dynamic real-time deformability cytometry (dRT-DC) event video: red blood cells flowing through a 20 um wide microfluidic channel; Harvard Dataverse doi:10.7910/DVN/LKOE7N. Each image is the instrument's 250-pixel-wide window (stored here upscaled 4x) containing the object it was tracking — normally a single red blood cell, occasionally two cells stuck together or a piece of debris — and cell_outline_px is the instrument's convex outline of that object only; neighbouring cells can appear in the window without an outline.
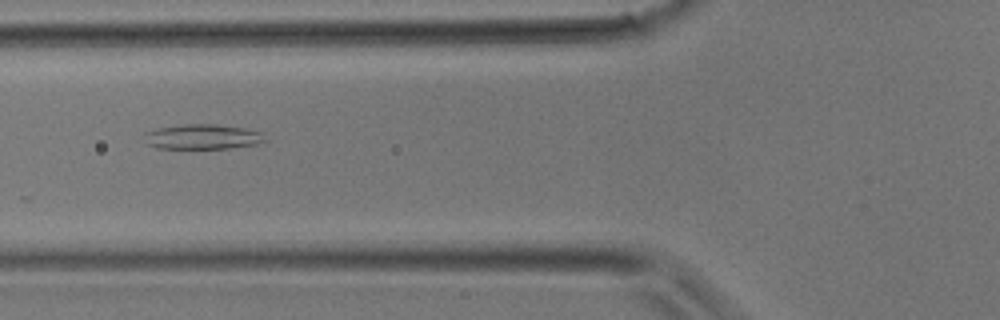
{"species": "common noctule bat (a hibernating species)", "species_latin": "Nyctalus noctula", "temperature_condition": "room temperature", "stored_images_in_passage": 36, "camera_frame_rate_fps": 3000, "um_per_image_px": 0.085, "animal": {"sex": "male", "body_mass_g": 17.9}, "frame": {"image": 1, "passage_image": 14, "time_ms": 4.333, "image_size_px": [1000, 320], "cell_outline_px": [[268, 140], [256, 144], [232, 148], [160, 148], [148, 144], [144, 132], [160, 128], [180, 124], [216, 124], [244, 128], [264, 132]], "centroid_in_image_um": [17.3, 11.61], "position_along_channel_um": 108.5, "area_um2": 17.57}}
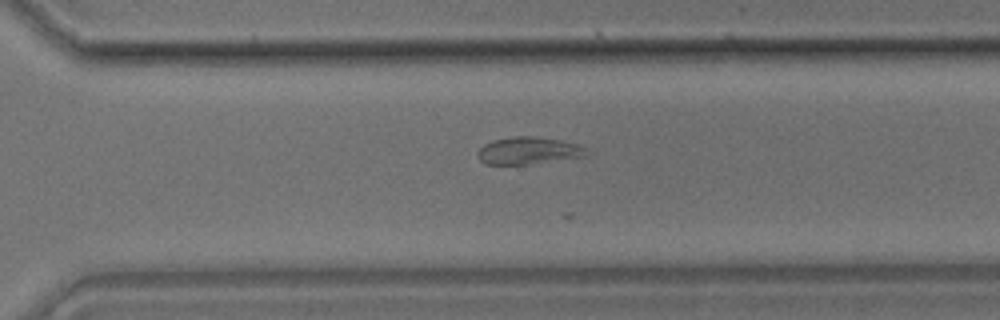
{"frame": {"image": 2, "passage_image": 26, "time_ms": 8.333, "image_size_px": [1000, 320], "cell_outline_px": [[588, 156], [532, 164], [484, 164], [476, 156], [476, 152], [484, 144], [492, 140], [512, 136], [536, 136], [560, 140], [576, 144], [584, 148]], "centroid_in_image_um": [44.87, 12.81], "position_along_channel_um": 325.7, "area_um2": 17.4}}
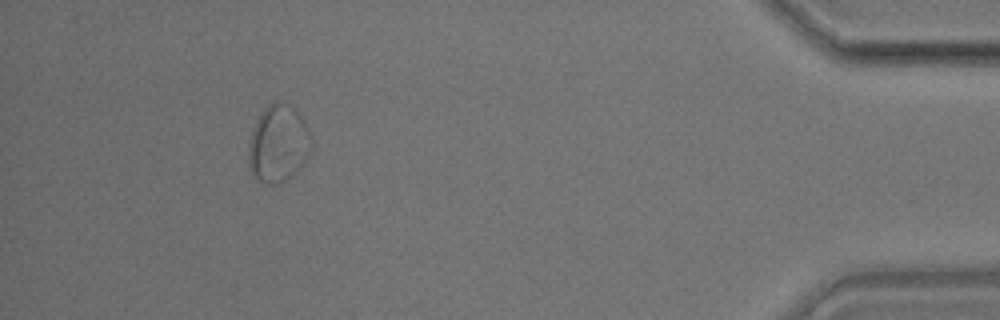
{"frame": {"image": 3, "passage_image": 34, "time_ms": 11.0, "image_size_px": [1000, 320], "cell_outline_px": [[312, 140], [308, 152], [300, 168], [284, 180], [276, 184], [264, 184], [252, 172], [248, 164], [248, 144], [252, 128], [260, 112], [268, 104], [280, 100], [288, 104], [304, 120], [312, 136]], "centroid_in_image_um": [23.62, 12.18], "position_along_channel_um": 411.6, "area_um2": 28.15}}